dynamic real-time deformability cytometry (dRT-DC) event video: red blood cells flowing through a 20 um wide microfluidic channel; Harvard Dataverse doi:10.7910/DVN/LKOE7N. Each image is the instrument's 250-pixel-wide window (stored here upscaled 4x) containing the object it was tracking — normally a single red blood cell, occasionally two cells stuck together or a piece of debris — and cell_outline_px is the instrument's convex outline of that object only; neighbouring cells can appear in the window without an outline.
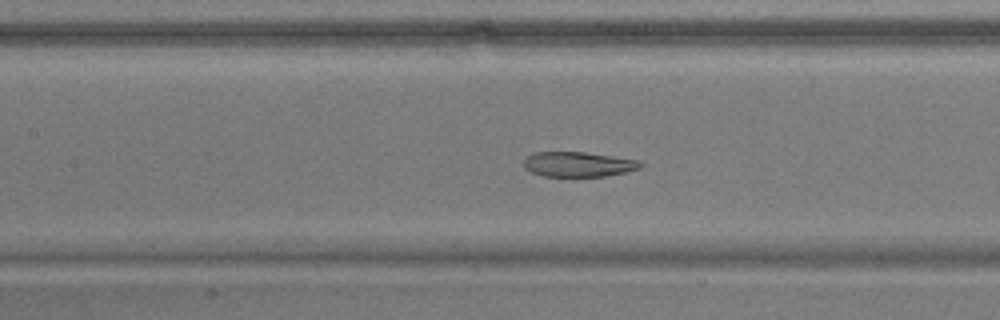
{"species": "common noctule bat (a hibernating species)", "species_latin": "Nyctalus noctula", "temperature_condition": "warm", "stored_images_in_passage": 55, "camera_frame_rate_fps": 3000, "um_per_image_px": 0.085, "animal": {"sex": "male", "body_mass_g": 17.9}, "frame": {"image": 1, "passage_image": 25, "time_ms": 8.0, "image_size_px": [1000, 320], "cell_outline_px": [[644, 164], [640, 168], [624, 172], [604, 176], [544, 176], [532, 172], [524, 168], [524, 160], [532, 152], [584, 152], [612, 156], [636, 160]], "centroid_in_image_um": [49.12, 13.96], "position_along_channel_um": 158.3, "area_um2": 16.76}}
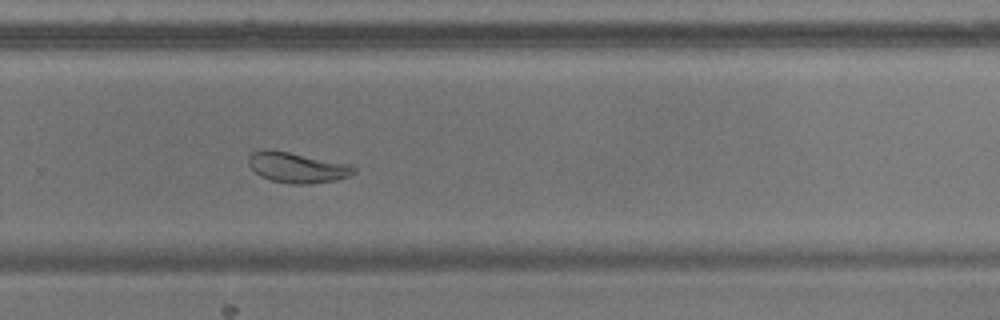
{"frame": {"image": 2, "passage_image": 37, "time_ms": 12.0, "image_size_px": [1000, 320], "cell_outline_px": [[356, 172], [348, 176], [336, 180], [308, 184], [288, 184], [272, 180], [260, 176], [248, 164], [248, 156], [252, 152], [264, 148], [272, 148], [348, 164], [356, 168]], "centroid_in_image_um": [25.21, 14.22], "position_along_channel_um": 304.6, "area_um2": 18.84}}
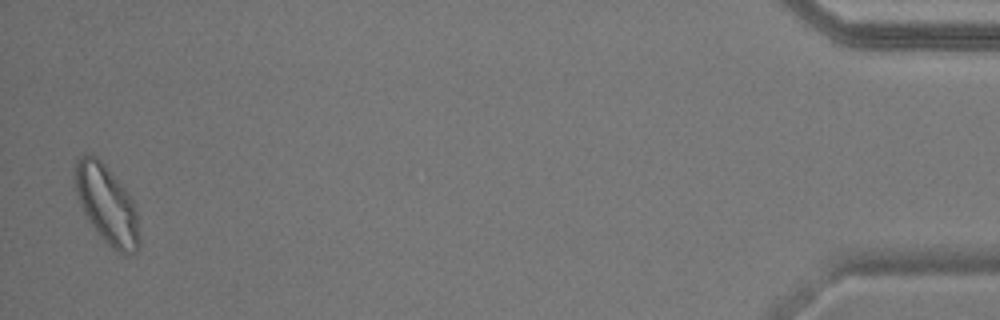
{"frame": {"image": 3, "passage_image": 54, "time_ms": 17.667, "image_size_px": [1000, 320], "cell_outline_px": [[140, 244], [136, 252], [128, 256], [116, 252], [100, 236], [88, 220], [80, 204], [76, 192], [76, 160], [80, 156], [96, 156], [108, 168], [128, 192], [136, 208], [140, 236]], "centroid_in_image_um": [9.13, 17.45], "position_along_channel_um": 426.1, "area_um2": 29.19}, "authors_computed_cell_mechanics": {"area_um2": 22.6576, "velocity_mm_per_s": 3.6705, "shape_relaxation_time_tau1_ms": null, "shape_relaxation_time_tau2_ms": 3.7035, "deformation_change_tau1": null, "deformation_change_tau2": 0.0761}}